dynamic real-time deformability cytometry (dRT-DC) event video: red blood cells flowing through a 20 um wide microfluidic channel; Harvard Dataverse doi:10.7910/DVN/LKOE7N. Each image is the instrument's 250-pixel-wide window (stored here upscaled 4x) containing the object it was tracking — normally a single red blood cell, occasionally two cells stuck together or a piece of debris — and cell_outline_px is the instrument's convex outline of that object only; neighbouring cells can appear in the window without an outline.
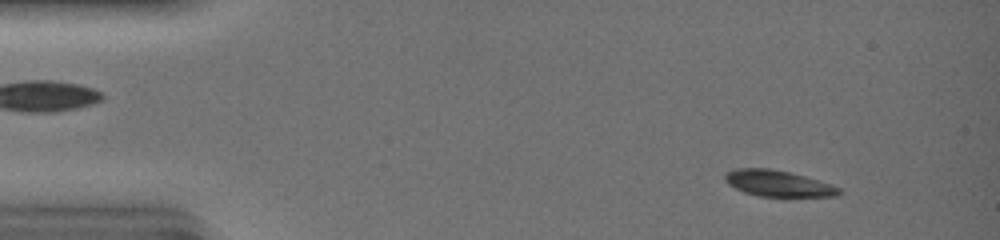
{"species": "common noctule bat (a hibernating species)", "species_latin": "Nyctalus noctula", "temperature_condition": "warm", "stored_images_in_passage": 30, "camera_frame_rate_fps": 3000, "um_per_image_px": 0.085, "animal": {"sex": "female", "body_mass_g": 19.0, "forearm_length_mm": 51.5}, "frame": {"image": 1, "passage_image": 5, "time_ms": 1.333, "image_size_px": [1000, 240], "cell_outline_px": [[844, 192], [836, 196], [760, 196], [744, 192], [728, 184], [724, 180], [724, 176], [728, 172], [736, 168], [772, 168], [804, 176], [832, 184], [840, 188]], "centroid_in_image_um": [66.15, 15.59], "position_along_channel_um": 18.8, "area_um2": 17.28}}
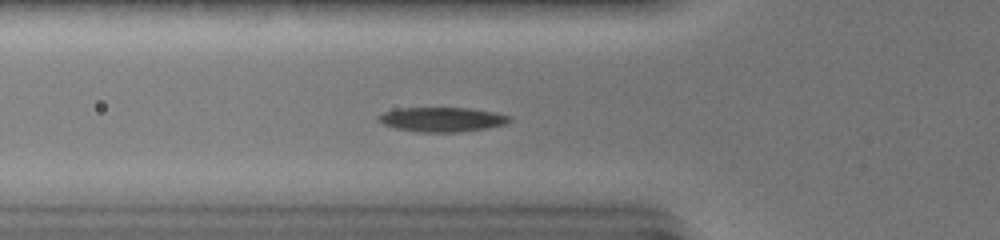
{"frame": {"image": 2, "passage_image": 17, "time_ms": 5.333, "image_size_px": [1000, 240], "cell_outline_px": [[512, 120], [508, 124], [460, 132], [416, 132], [396, 128], [380, 124], [376, 120], [376, 116], [384, 112], [400, 108], [472, 108], [496, 112], [508, 116]], "centroid_in_image_um": [37.54, 10.15], "position_along_channel_um": 88.3, "area_um2": 18.9}}